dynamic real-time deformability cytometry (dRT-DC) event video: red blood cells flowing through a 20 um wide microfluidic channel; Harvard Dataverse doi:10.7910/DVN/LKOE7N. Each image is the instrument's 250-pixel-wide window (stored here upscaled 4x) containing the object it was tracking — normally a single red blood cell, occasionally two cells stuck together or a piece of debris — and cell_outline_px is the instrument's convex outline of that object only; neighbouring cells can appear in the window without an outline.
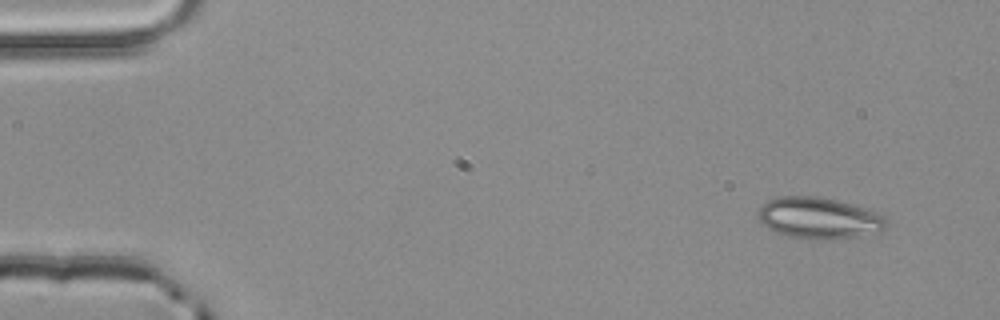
{"species": "common noctule bat (a hibernating species)", "species_latin": "Nyctalus noctula", "temperature_condition": "room temperature", "stored_images_in_passage": 3, "camera_frame_rate_fps": 3000, "um_per_image_px": 0.085, "animal": {"sex": "male", "body_mass_g": 20.4}, "frame": {"image": 1, "passage_image": 1, "time_ms": 0.0, "image_size_px": [1000, 320], "cell_outline_px": [[888, 224], [884, 232], [856, 236], [824, 240], [788, 236], [776, 232], [760, 224], [756, 216], [760, 208], [768, 200], [780, 196], [812, 196], [836, 200], [852, 204], [876, 212], [884, 216]], "centroid_in_image_um": [69.61, 18.54], "position_along_channel_um": 15.4, "area_um2": 30.98}}